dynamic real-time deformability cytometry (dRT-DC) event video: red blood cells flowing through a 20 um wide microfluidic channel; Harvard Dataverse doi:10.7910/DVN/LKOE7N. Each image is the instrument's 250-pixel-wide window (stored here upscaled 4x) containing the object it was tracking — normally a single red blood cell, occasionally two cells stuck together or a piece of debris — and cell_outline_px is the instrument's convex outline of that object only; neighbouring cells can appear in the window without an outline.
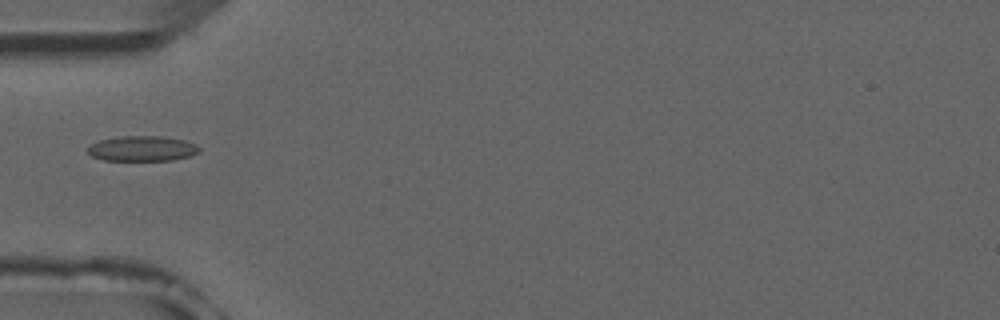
{"species": "common noctule bat (a hibernating species)", "species_latin": "Nyctalus noctula", "temperature_condition": "room temperature", "stored_images_in_passage": 2, "camera_frame_rate_fps": 3000, "um_per_image_px": 0.085, "animal": {"sex": "male", "forearm_length_mm": 52.5}, "frame": {"image": 1, "passage_image": 2, "time_ms": 1.0, "image_size_px": [1000, 320], "cell_outline_px": [[200, 152], [188, 156], [172, 160], [104, 160], [92, 156], [88, 152], [88, 148], [92, 144], [100, 140], [120, 136], [160, 136], [184, 140], [196, 144], [200, 148]], "centroid_in_image_um": [12.11, 12.62], "position_along_channel_um": 72.9, "area_um2": 16.24}}